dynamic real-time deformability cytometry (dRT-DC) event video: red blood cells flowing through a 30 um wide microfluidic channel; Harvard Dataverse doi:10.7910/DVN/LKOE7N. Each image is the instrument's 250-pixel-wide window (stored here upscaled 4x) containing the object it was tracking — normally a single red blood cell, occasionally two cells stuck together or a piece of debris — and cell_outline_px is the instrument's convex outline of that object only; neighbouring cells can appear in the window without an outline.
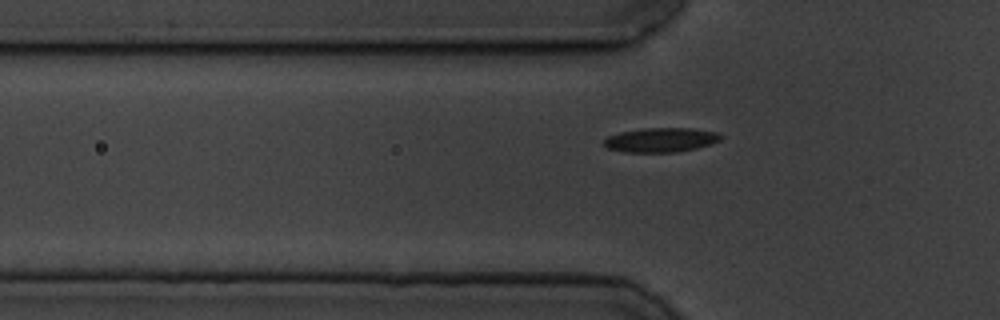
{"species": "common noctule bat (a hibernating species)", "species_latin": "Nyctalus noctula", "temperature_condition": "cold", "stored_images_in_passage": 41, "camera_frame_rate_fps": 3000, "um_per_image_px": 0.085, "animal": {"sex": "male", "body_mass_g": 19.5, "forearm_length_mm": 54.6}, "frame": {"image": 1, "passage_image": 6, "time_ms": 1.667, "image_size_px": [1000, 320], "cell_outline_px": [[724, 136], [720, 140], [712, 144], [696, 148], [676, 152], [624, 152], [608, 148], [604, 144], [604, 140], [608, 136], [620, 132], [644, 128], [688, 128], [716, 132]], "centroid_in_image_um": [56.19, 11.89], "position_along_channel_um": 69.6, "area_um2": 16.53}}
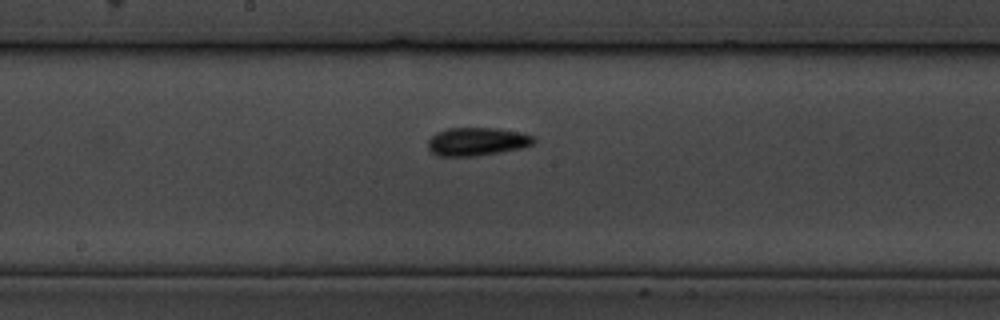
{"frame": {"image": 2, "passage_image": 18, "time_ms": 5.667, "image_size_px": [1000, 320], "cell_outline_px": [[536, 140], [532, 144], [520, 148], [500, 152], [476, 156], [440, 156], [432, 152], [428, 148], [428, 140], [436, 132], [448, 128], [496, 128], [520, 132], [532, 136]], "centroid_in_image_um": [40.52, 12.03], "position_along_channel_um": 207.7, "area_um2": 17.28}}
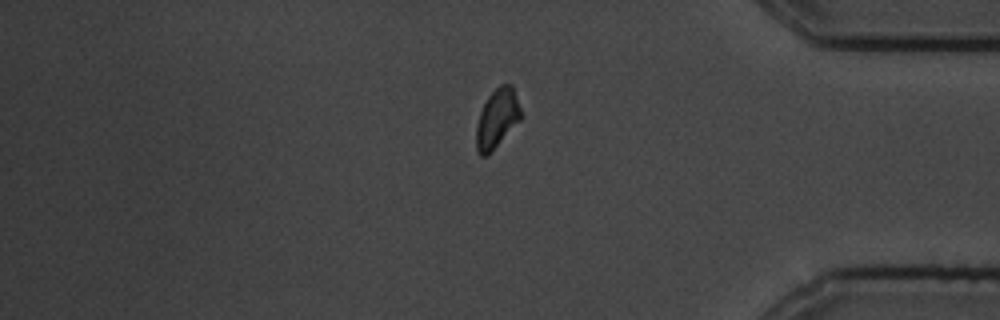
{"frame": {"image": 3, "passage_image": 36, "time_ms": 11.667, "image_size_px": [1000, 320], "cell_outline_px": [[524, 116], [488, 156], [480, 156], [476, 152], [476, 128], [480, 112], [488, 96], [500, 84], [512, 84]], "centroid_in_image_um": [42.27, 10.09], "position_along_channel_um": 392.9, "area_um2": 15.61}}